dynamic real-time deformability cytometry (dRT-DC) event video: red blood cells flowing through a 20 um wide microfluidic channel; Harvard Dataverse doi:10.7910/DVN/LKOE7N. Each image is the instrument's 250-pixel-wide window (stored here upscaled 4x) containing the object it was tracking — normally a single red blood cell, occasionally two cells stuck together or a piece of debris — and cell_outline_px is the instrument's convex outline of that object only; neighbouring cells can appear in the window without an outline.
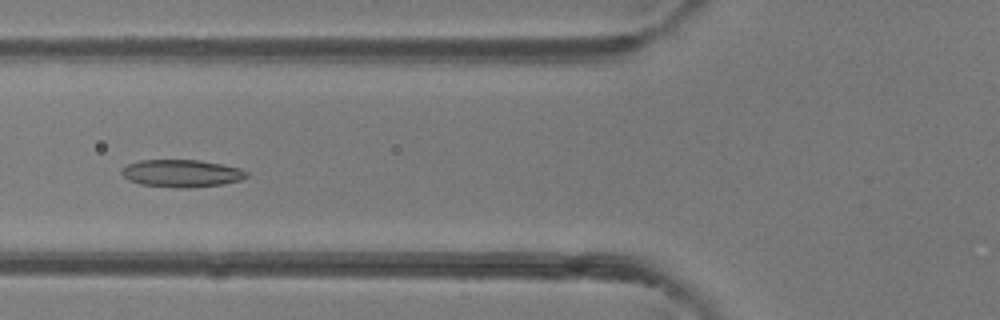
{"species": "common noctule bat (a hibernating species)", "species_latin": "Nyctalus noctula", "temperature_condition": "room temperature", "stored_images_in_passage": 33, "camera_frame_rate_fps": 3000, "um_per_image_px": 0.085, "animal": {"sex": "female"}, "frame": {"image": 1, "passage_image": 4, "time_ms": 1.0, "image_size_px": [1000, 320], "cell_outline_px": [[248, 176], [240, 180], [224, 184], [188, 188], [184, 188], [140, 184], [128, 180], [120, 172], [128, 164], [140, 160], [200, 160], [240, 168], [248, 172]], "centroid_in_image_um": [15.45, 14.73], "position_along_channel_um": 110.3, "area_um2": 19.88}}
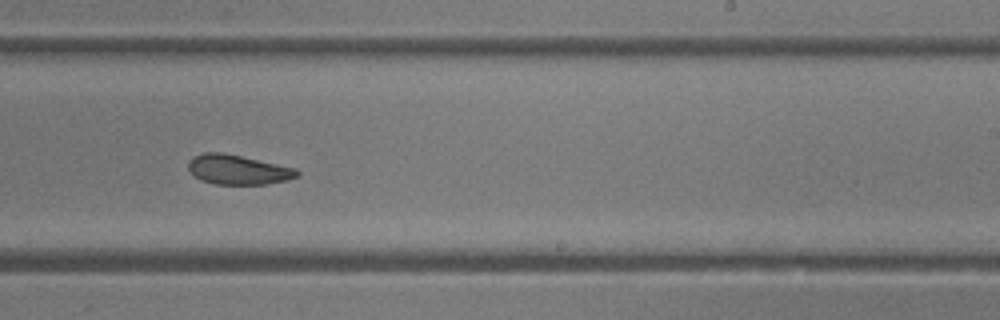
{"frame": {"image": 2, "passage_image": 15, "time_ms": 4.667, "image_size_px": [1000, 320], "cell_outline_px": [[300, 176], [288, 180], [268, 184], [212, 184], [200, 180], [188, 168], [188, 160], [192, 156], [204, 152], [220, 152], [240, 156], [296, 168], [300, 172]], "centroid_in_image_um": [20.23, 14.43], "position_along_channel_um": 268.8, "area_um2": 18.84}}
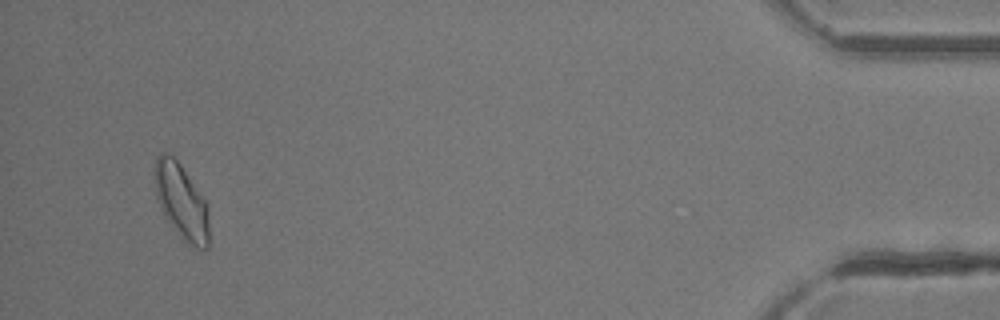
{"frame": {"image": 3, "passage_image": 31, "time_ms": 10.0, "image_size_px": [1000, 320], "cell_outline_px": [[208, 248], [196, 248], [184, 240], [164, 216], [156, 196], [156, 156], [160, 152], [164, 152], [172, 156], [180, 164], [208, 204]], "centroid_in_image_um": [15.43, 17.13], "position_along_channel_um": 419.8, "area_um2": 23.29}, "authors_computed_cell_mechanics": {"area_um2": 19.7676, "velocity_mm_per_s": 4.3158, "shape_relaxation_time_tau1_ms": null, "shape_relaxation_time_tau2_ms": 2.6033, "deformation_change_tau1": null, "deformation_change_tau2": 0.0937}}